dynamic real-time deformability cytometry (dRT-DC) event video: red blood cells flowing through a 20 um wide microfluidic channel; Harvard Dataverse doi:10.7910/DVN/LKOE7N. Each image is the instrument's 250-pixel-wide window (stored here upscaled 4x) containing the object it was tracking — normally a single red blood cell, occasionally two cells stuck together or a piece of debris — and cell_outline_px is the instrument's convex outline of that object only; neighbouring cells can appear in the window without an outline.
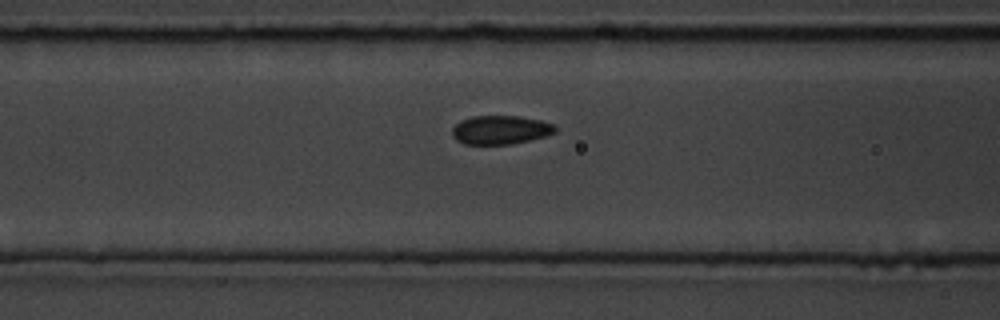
{"species": "common noctule bat (a hibernating species)", "species_latin": "Nyctalus noctula", "temperature_condition": "room temperature", "stored_images_in_passage": 17, "camera_frame_rate_fps": 3000, "um_per_image_px": 0.085, "animal": {"sex": "male", "body_mass_g": 19.5, "forearm_length_mm": 54.6}, "frame": {"image": 1, "passage_image": 15, "time_ms": 4.667, "image_size_px": [1000, 320], "cell_outline_px": [[556, 132], [544, 136], [512, 144], [464, 144], [456, 140], [452, 136], [452, 128], [460, 120], [472, 116], [520, 116], [540, 120], [556, 124]], "centroid_in_image_um": [42.53, 11.03], "position_along_channel_um": 124.1, "area_um2": 17.34}}